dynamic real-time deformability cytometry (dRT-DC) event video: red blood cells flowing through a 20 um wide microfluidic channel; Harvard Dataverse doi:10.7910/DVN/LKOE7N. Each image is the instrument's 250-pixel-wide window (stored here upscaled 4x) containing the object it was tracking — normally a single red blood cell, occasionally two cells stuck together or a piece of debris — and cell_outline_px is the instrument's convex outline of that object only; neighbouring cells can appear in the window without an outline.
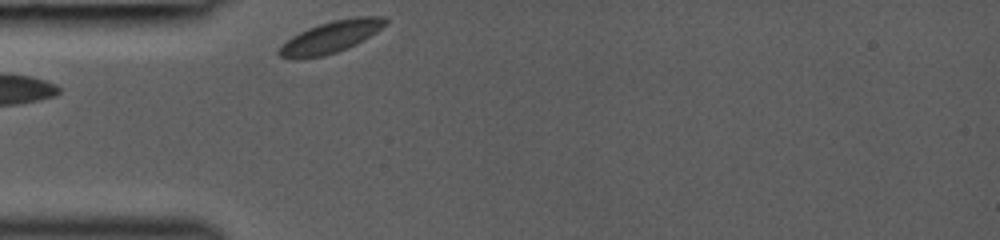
{"species": "common noctule bat (a hibernating species)", "species_latin": "Nyctalus noctula", "temperature_condition": "room temperature", "stored_images_in_passage": 22, "camera_frame_rate_fps": 3000, "um_per_image_px": 0.085, "animal": {"sex": "female", "body_mass_g": 19.0, "forearm_length_mm": 53.3}, "frame": {"image": 1, "passage_image": 1, "time_ms": 0.0, "image_size_px": [1000, 240], "cell_outline_px": [[388, 20], [376, 32], [364, 40], [356, 44], [336, 52], [324, 56], [280, 56], [276, 52], [292, 36], [308, 28], [332, 20], [356, 16], [384, 16]], "centroid_in_image_um": [28.2, 3.09], "position_along_channel_um": 56.8, "area_um2": 18.96}}
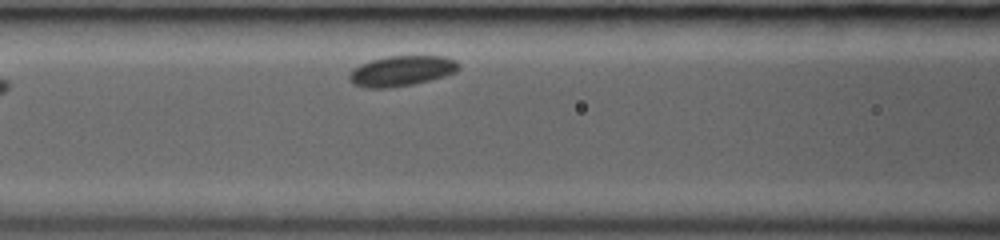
{"frame": {"image": 2, "passage_image": 7, "time_ms": 2.0, "image_size_px": [1000, 240], "cell_outline_px": [[460, 68], [456, 72], [444, 76], [412, 84], [388, 88], [368, 88], [356, 84], [348, 80], [348, 76], [360, 64], [372, 60], [388, 56], [448, 56], [456, 60], [460, 64]], "centroid_in_image_um": [34.19, 6.01], "position_along_channel_um": 132.4, "area_um2": 19.19}}
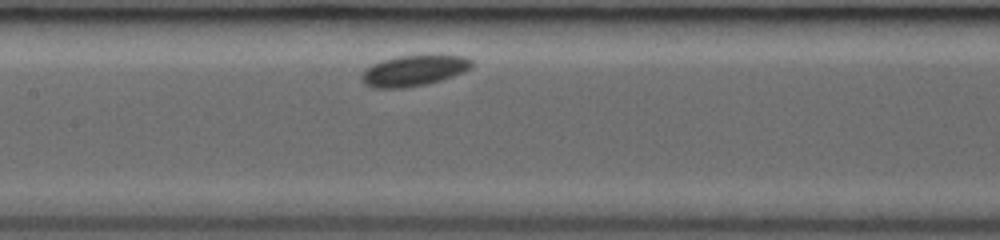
{"frame": {"image": 3, "passage_image": 10, "time_ms": 3.0, "image_size_px": [1000, 240], "cell_outline_px": [[472, 68], [464, 72], [440, 80], [424, 84], [404, 88], [372, 88], [364, 84], [360, 80], [360, 76], [372, 64], [384, 60], [400, 56], [428, 52], [436, 52], [464, 56], [472, 60]], "centroid_in_image_um": [35.23, 5.95], "position_along_channel_um": 172.2, "area_um2": 20.46}}